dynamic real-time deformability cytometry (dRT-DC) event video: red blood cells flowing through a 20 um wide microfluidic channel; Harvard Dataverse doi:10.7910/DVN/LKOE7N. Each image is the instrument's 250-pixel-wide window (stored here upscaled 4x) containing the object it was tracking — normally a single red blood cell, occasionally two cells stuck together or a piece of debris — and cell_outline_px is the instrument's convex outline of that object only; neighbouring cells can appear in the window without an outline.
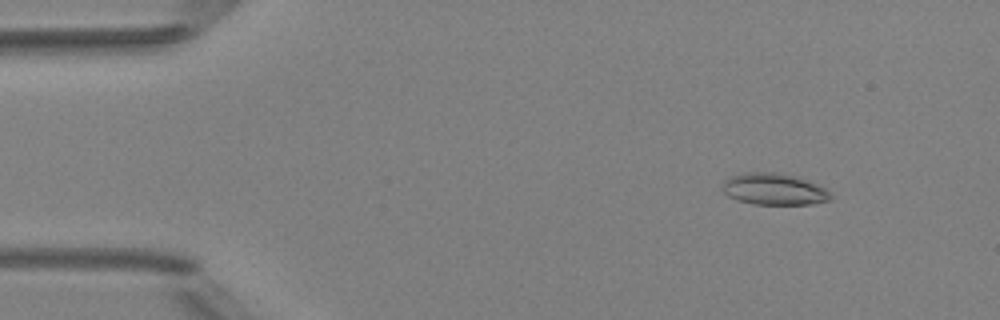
{"species": "Egyptian fruit bat (a non-hibernating species)", "species_latin": "Rousettus aegyptiacus", "temperature_condition": "room temperature", "stored_images_in_passage": 4, "camera_frame_rate_fps": 3000, "um_per_image_px": 0.085, "animal": {"sex": "female"}, "frame": {"image": 1, "passage_image": 2, "time_ms": 1.333, "image_size_px": [1000, 320], "cell_outline_px": [[832, 200], [812, 204], [752, 204], [728, 196], [724, 192], [724, 180], [732, 176], [748, 172], [776, 172], [796, 176], [816, 184], [824, 188], [832, 196]], "centroid_in_image_um": [65.82, 16.08], "position_along_channel_um": 19.2, "area_um2": 19.71}}